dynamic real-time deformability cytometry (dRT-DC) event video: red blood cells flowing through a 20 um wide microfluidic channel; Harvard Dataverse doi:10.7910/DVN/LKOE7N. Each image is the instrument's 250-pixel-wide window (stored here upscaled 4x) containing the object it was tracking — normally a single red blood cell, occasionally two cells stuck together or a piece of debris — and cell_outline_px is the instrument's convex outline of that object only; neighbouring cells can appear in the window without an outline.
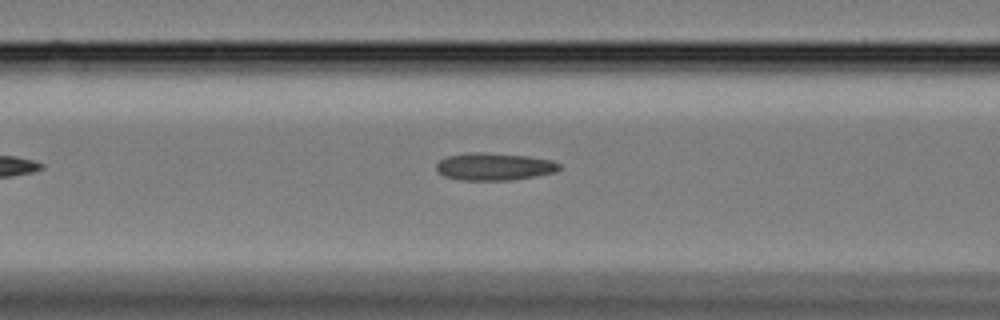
{"species": "Egyptian fruit bat (a non-hibernating species)", "species_latin": "Rousettus aegyptiacus", "temperature_condition": "cold", "stored_images_in_passage": 7, "camera_frame_rate_fps": 3000, "um_per_image_px": 0.085, "animal": {"sex": "female"}, "frame": {"image": 1, "passage_image": 5, "time_ms": 1.333, "image_size_px": [1000, 320], "cell_outline_px": [[560, 168], [556, 172], [512, 180], [460, 180], [444, 176], [436, 172], [436, 164], [440, 160], [448, 156], [472, 152], [480, 152], [528, 156], [552, 160], [560, 164]], "centroid_in_image_um": [41.99, 14.16], "position_along_channel_um": 124.6, "area_um2": 19.65}}